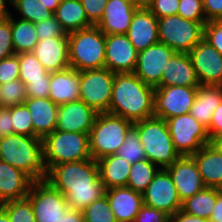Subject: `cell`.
Returning a JSON list of instances; mask_svg holds the SVG:
<instances>
[{
  "label": "cell",
  "mask_w": 222,
  "mask_h": 222,
  "mask_svg": "<svg viewBox=\"0 0 222 222\" xmlns=\"http://www.w3.org/2000/svg\"><path fill=\"white\" fill-rule=\"evenodd\" d=\"M45 180L60 191L68 207L75 210H83L106 191L99 178L97 161L92 158L55 165Z\"/></svg>",
  "instance_id": "obj_1"
},
{
  "label": "cell",
  "mask_w": 222,
  "mask_h": 222,
  "mask_svg": "<svg viewBox=\"0 0 222 222\" xmlns=\"http://www.w3.org/2000/svg\"><path fill=\"white\" fill-rule=\"evenodd\" d=\"M154 91L134 73H116L109 113L133 123L153 117Z\"/></svg>",
  "instance_id": "obj_2"
},
{
  "label": "cell",
  "mask_w": 222,
  "mask_h": 222,
  "mask_svg": "<svg viewBox=\"0 0 222 222\" xmlns=\"http://www.w3.org/2000/svg\"><path fill=\"white\" fill-rule=\"evenodd\" d=\"M0 160L23 171L33 181L47 178L43 141L39 137L10 134L0 138Z\"/></svg>",
  "instance_id": "obj_3"
},
{
  "label": "cell",
  "mask_w": 222,
  "mask_h": 222,
  "mask_svg": "<svg viewBox=\"0 0 222 222\" xmlns=\"http://www.w3.org/2000/svg\"><path fill=\"white\" fill-rule=\"evenodd\" d=\"M133 126L139 134L146 159L159 168L166 169L180 157L174 148L166 120L153 116L137 121Z\"/></svg>",
  "instance_id": "obj_4"
},
{
  "label": "cell",
  "mask_w": 222,
  "mask_h": 222,
  "mask_svg": "<svg viewBox=\"0 0 222 222\" xmlns=\"http://www.w3.org/2000/svg\"><path fill=\"white\" fill-rule=\"evenodd\" d=\"M106 35L97 27L68 33L69 65L84 71L105 66Z\"/></svg>",
  "instance_id": "obj_5"
},
{
  "label": "cell",
  "mask_w": 222,
  "mask_h": 222,
  "mask_svg": "<svg viewBox=\"0 0 222 222\" xmlns=\"http://www.w3.org/2000/svg\"><path fill=\"white\" fill-rule=\"evenodd\" d=\"M133 122L110 113H98L89 132V149L92 159L116 154L126 139Z\"/></svg>",
  "instance_id": "obj_6"
},
{
  "label": "cell",
  "mask_w": 222,
  "mask_h": 222,
  "mask_svg": "<svg viewBox=\"0 0 222 222\" xmlns=\"http://www.w3.org/2000/svg\"><path fill=\"white\" fill-rule=\"evenodd\" d=\"M47 170L68 162L91 159L89 134L54 130L43 140Z\"/></svg>",
  "instance_id": "obj_7"
},
{
  "label": "cell",
  "mask_w": 222,
  "mask_h": 222,
  "mask_svg": "<svg viewBox=\"0 0 222 222\" xmlns=\"http://www.w3.org/2000/svg\"><path fill=\"white\" fill-rule=\"evenodd\" d=\"M205 24L178 14L159 18V42L176 53H189L203 39Z\"/></svg>",
  "instance_id": "obj_8"
},
{
  "label": "cell",
  "mask_w": 222,
  "mask_h": 222,
  "mask_svg": "<svg viewBox=\"0 0 222 222\" xmlns=\"http://www.w3.org/2000/svg\"><path fill=\"white\" fill-rule=\"evenodd\" d=\"M115 74L105 67L80 71L79 99L96 113H109Z\"/></svg>",
  "instance_id": "obj_9"
},
{
  "label": "cell",
  "mask_w": 222,
  "mask_h": 222,
  "mask_svg": "<svg viewBox=\"0 0 222 222\" xmlns=\"http://www.w3.org/2000/svg\"><path fill=\"white\" fill-rule=\"evenodd\" d=\"M175 150L180 156L193 155L211 144L207 128L190 113L166 119Z\"/></svg>",
  "instance_id": "obj_10"
},
{
  "label": "cell",
  "mask_w": 222,
  "mask_h": 222,
  "mask_svg": "<svg viewBox=\"0 0 222 222\" xmlns=\"http://www.w3.org/2000/svg\"><path fill=\"white\" fill-rule=\"evenodd\" d=\"M32 205L36 222H59L68 208L66 197L48 181H33L26 197Z\"/></svg>",
  "instance_id": "obj_11"
},
{
  "label": "cell",
  "mask_w": 222,
  "mask_h": 222,
  "mask_svg": "<svg viewBox=\"0 0 222 222\" xmlns=\"http://www.w3.org/2000/svg\"><path fill=\"white\" fill-rule=\"evenodd\" d=\"M197 87H157L154 91V116L164 120L188 114L196 97Z\"/></svg>",
  "instance_id": "obj_12"
},
{
  "label": "cell",
  "mask_w": 222,
  "mask_h": 222,
  "mask_svg": "<svg viewBox=\"0 0 222 222\" xmlns=\"http://www.w3.org/2000/svg\"><path fill=\"white\" fill-rule=\"evenodd\" d=\"M143 205L171 216L182 209V202L167 169L160 168L153 181L142 192Z\"/></svg>",
  "instance_id": "obj_13"
},
{
  "label": "cell",
  "mask_w": 222,
  "mask_h": 222,
  "mask_svg": "<svg viewBox=\"0 0 222 222\" xmlns=\"http://www.w3.org/2000/svg\"><path fill=\"white\" fill-rule=\"evenodd\" d=\"M176 52L163 43H157L138 52L133 73L145 84L161 87V75L167 62Z\"/></svg>",
  "instance_id": "obj_14"
},
{
  "label": "cell",
  "mask_w": 222,
  "mask_h": 222,
  "mask_svg": "<svg viewBox=\"0 0 222 222\" xmlns=\"http://www.w3.org/2000/svg\"><path fill=\"white\" fill-rule=\"evenodd\" d=\"M188 55L200 85L222 84V55L212 45L202 39Z\"/></svg>",
  "instance_id": "obj_15"
},
{
  "label": "cell",
  "mask_w": 222,
  "mask_h": 222,
  "mask_svg": "<svg viewBox=\"0 0 222 222\" xmlns=\"http://www.w3.org/2000/svg\"><path fill=\"white\" fill-rule=\"evenodd\" d=\"M138 52L126 34H109L105 40V68L114 73H133Z\"/></svg>",
  "instance_id": "obj_16"
},
{
  "label": "cell",
  "mask_w": 222,
  "mask_h": 222,
  "mask_svg": "<svg viewBox=\"0 0 222 222\" xmlns=\"http://www.w3.org/2000/svg\"><path fill=\"white\" fill-rule=\"evenodd\" d=\"M166 169L172 177L181 202L206 188L197 164L191 155L180 156Z\"/></svg>",
  "instance_id": "obj_17"
},
{
  "label": "cell",
  "mask_w": 222,
  "mask_h": 222,
  "mask_svg": "<svg viewBox=\"0 0 222 222\" xmlns=\"http://www.w3.org/2000/svg\"><path fill=\"white\" fill-rule=\"evenodd\" d=\"M97 114L80 99L59 105L55 130L89 134Z\"/></svg>",
  "instance_id": "obj_18"
},
{
  "label": "cell",
  "mask_w": 222,
  "mask_h": 222,
  "mask_svg": "<svg viewBox=\"0 0 222 222\" xmlns=\"http://www.w3.org/2000/svg\"><path fill=\"white\" fill-rule=\"evenodd\" d=\"M32 52L50 73L70 67L68 33L63 36L39 40Z\"/></svg>",
  "instance_id": "obj_19"
},
{
  "label": "cell",
  "mask_w": 222,
  "mask_h": 222,
  "mask_svg": "<svg viewBox=\"0 0 222 222\" xmlns=\"http://www.w3.org/2000/svg\"><path fill=\"white\" fill-rule=\"evenodd\" d=\"M137 7L131 0H108L96 25L105 35L126 34Z\"/></svg>",
  "instance_id": "obj_20"
},
{
  "label": "cell",
  "mask_w": 222,
  "mask_h": 222,
  "mask_svg": "<svg viewBox=\"0 0 222 222\" xmlns=\"http://www.w3.org/2000/svg\"><path fill=\"white\" fill-rule=\"evenodd\" d=\"M126 35L137 52L159 43L158 18L149 9L137 8Z\"/></svg>",
  "instance_id": "obj_21"
},
{
  "label": "cell",
  "mask_w": 222,
  "mask_h": 222,
  "mask_svg": "<svg viewBox=\"0 0 222 222\" xmlns=\"http://www.w3.org/2000/svg\"><path fill=\"white\" fill-rule=\"evenodd\" d=\"M105 195L117 222H134L143 206L142 193L129 187L107 189Z\"/></svg>",
  "instance_id": "obj_22"
},
{
  "label": "cell",
  "mask_w": 222,
  "mask_h": 222,
  "mask_svg": "<svg viewBox=\"0 0 222 222\" xmlns=\"http://www.w3.org/2000/svg\"><path fill=\"white\" fill-rule=\"evenodd\" d=\"M33 124V137L44 139L57 126L58 105L50 98H27L25 101Z\"/></svg>",
  "instance_id": "obj_23"
},
{
  "label": "cell",
  "mask_w": 222,
  "mask_h": 222,
  "mask_svg": "<svg viewBox=\"0 0 222 222\" xmlns=\"http://www.w3.org/2000/svg\"><path fill=\"white\" fill-rule=\"evenodd\" d=\"M200 82L188 53H175L161 75V87H198Z\"/></svg>",
  "instance_id": "obj_24"
},
{
  "label": "cell",
  "mask_w": 222,
  "mask_h": 222,
  "mask_svg": "<svg viewBox=\"0 0 222 222\" xmlns=\"http://www.w3.org/2000/svg\"><path fill=\"white\" fill-rule=\"evenodd\" d=\"M32 183L26 173L0 160V204L26 198Z\"/></svg>",
  "instance_id": "obj_25"
},
{
  "label": "cell",
  "mask_w": 222,
  "mask_h": 222,
  "mask_svg": "<svg viewBox=\"0 0 222 222\" xmlns=\"http://www.w3.org/2000/svg\"><path fill=\"white\" fill-rule=\"evenodd\" d=\"M80 71L68 67L51 72L49 98L58 106L79 100Z\"/></svg>",
  "instance_id": "obj_26"
},
{
  "label": "cell",
  "mask_w": 222,
  "mask_h": 222,
  "mask_svg": "<svg viewBox=\"0 0 222 222\" xmlns=\"http://www.w3.org/2000/svg\"><path fill=\"white\" fill-rule=\"evenodd\" d=\"M191 156L205 186L222 189V153L211 143Z\"/></svg>",
  "instance_id": "obj_27"
},
{
  "label": "cell",
  "mask_w": 222,
  "mask_h": 222,
  "mask_svg": "<svg viewBox=\"0 0 222 222\" xmlns=\"http://www.w3.org/2000/svg\"><path fill=\"white\" fill-rule=\"evenodd\" d=\"M99 178L105 190L125 187L129 177L131 165L124 158L117 154L104 156L97 160Z\"/></svg>",
  "instance_id": "obj_28"
},
{
  "label": "cell",
  "mask_w": 222,
  "mask_h": 222,
  "mask_svg": "<svg viewBox=\"0 0 222 222\" xmlns=\"http://www.w3.org/2000/svg\"><path fill=\"white\" fill-rule=\"evenodd\" d=\"M221 101L222 89L220 86L199 85L189 113L199 123L208 128L212 120L213 112Z\"/></svg>",
  "instance_id": "obj_29"
},
{
  "label": "cell",
  "mask_w": 222,
  "mask_h": 222,
  "mask_svg": "<svg viewBox=\"0 0 222 222\" xmlns=\"http://www.w3.org/2000/svg\"><path fill=\"white\" fill-rule=\"evenodd\" d=\"M53 14L65 33L93 26L88 21L80 0H61Z\"/></svg>",
  "instance_id": "obj_30"
},
{
  "label": "cell",
  "mask_w": 222,
  "mask_h": 222,
  "mask_svg": "<svg viewBox=\"0 0 222 222\" xmlns=\"http://www.w3.org/2000/svg\"><path fill=\"white\" fill-rule=\"evenodd\" d=\"M12 42L15 54L32 52L39 38L35 30V24L15 18L11 14Z\"/></svg>",
  "instance_id": "obj_31"
},
{
  "label": "cell",
  "mask_w": 222,
  "mask_h": 222,
  "mask_svg": "<svg viewBox=\"0 0 222 222\" xmlns=\"http://www.w3.org/2000/svg\"><path fill=\"white\" fill-rule=\"evenodd\" d=\"M222 189L206 187L192 197L182 202V211L189 215L209 220L213 207L216 204L218 193Z\"/></svg>",
  "instance_id": "obj_32"
},
{
  "label": "cell",
  "mask_w": 222,
  "mask_h": 222,
  "mask_svg": "<svg viewBox=\"0 0 222 222\" xmlns=\"http://www.w3.org/2000/svg\"><path fill=\"white\" fill-rule=\"evenodd\" d=\"M11 9L17 12V15L16 13L14 15L12 11L13 16H18L17 18L30 21L34 24L53 15V12L45 7V4L40 0H12Z\"/></svg>",
  "instance_id": "obj_33"
},
{
  "label": "cell",
  "mask_w": 222,
  "mask_h": 222,
  "mask_svg": "<svg viewBox=\"0 0 222 222\" xmlns=\"http://www.w3.org/2000/svg\"><path fill=\"white\" fill-rule=\"evenodd\" d=\"M18 60L20 66L19 80L26 86L32 81L51 79V73L44 68L33 52L18 54Z\"/></svg>",
  "instance_id": "obj_34"
},
{
  "label": "cell",
  "mask_w": 222,
  "mask_h": 222,
  "mask_svg": "<svg viewBox=\"0 0 222 222\" xmlns=\"http://www.w3.org/2000/svg\"><path fill=\"white\" fill-rule=\"evenodd\" d=\"M159 167L148 159L133 163L131 165L126 187L142 193L147 186L153 181Z\"/></svg>",
  "instance_id": "obj_35"
},
{
  "label": "cell",
  "mask_w": 222,
  "mask_h": 222,
  "mask_svg": "<svg viewBox=\"0 0 222 222\" xmlns=\"http://www.w3.org/2000/svg\"><path fill=\"white\" fill-rule=\"evenodd\" d=\"M130 164L146 159L144 148L139 139L137 129L132 126L126 134V139L116 153Z\"/></svg>",
  "instance_id": "obj_36"
},
{
  "label": "cell",
  "mask_w": 222,
  "mask_h": 222,
  "mask_svg": "<svg viewBox=\"0 0 222 222\" xmlns=\"http://www.w3.org/2000/svg\"><path fill=\"white\" fill-rule=\"evenodd\" d=\"M27 98L26 85L19 79L0 85V107L24 104Z\"/></svg>",
  "instance_id": "obj_37"
},
{
  "label": "cell",
  "mask_w": 222,
  "mask_h": 222,
  "mask_svg": "<svg viewBox=\"0 0 222 222\" xmlns=\"http://www.w3.org/2000/svg\"><path fill=\"white\" fill-rule=\"evenodd\" d=\"M82 213L85 222H117L106 195L93 201Z\"/></svg>",
  "instance_id": "obj_38"
},
{
  "label": "cell",
  "mask_w": 222,
  "mask_h": 222,
  "mask_svg": "<svg viewBox=\"0 0 222 222\" xmlns=\"http://www.w3.org/2000/svg\"><path fill=\"white\" fill-rule=\"evenodd\" d=\"M0 206L6 211L10 222H36L31 202L27 198L6 201Z\"/></svg>",
  "instance_id": "obj_39"
},
{
  "label": "cell",
  "mask_w": 222,
  "mask_h": 222,
  "mask_svg": "<svg viewBox=\"0 0 222 222\" xmlns=\"http://www.w3.org/2000/svg\"><path fill=\"white\" fill-rule=\"evenodd\" d=\"M14 134L33 136V124L26 104L10 107Z\"/></svg>",
  "instance_id": "obj_40"
},
{
  "label": "cell",
  "mask_w": 222,
  "mask_h": 222,
  "mask_svg": "<svg viewBox=\"0 0 222 222\" xmlns=\"http://www.w3.org/2000/svg\"><path fill=\"white\" fill-rule=\"evenodd\" d=\"M177 14L184 19L206 23L203 0H179Z\"/></svg>",
  "instance_id": "obj_41"
},
{
  "label": "cell",
  "mask_w": 222,
  "mask_h": 222,
  "mask_svg": "<svg viewBox=\"0 0 222 222\" xmlns=\"http://www.w3.org/2000/svg\"><path fill=\"white\" fill-rule=\"evenodd\" d=\"M35 30L39 40L63 36L65 34L54 14L51 17L36 23Z\"/></svg>",
  "instance_id": "obj_42"
},
{
  "label": "cell",
  "mask_w": 222,
  "mask_h": 222,
  "mask_svg": "<svg viewBox=\"0 0 222 222\" xmlns=\"http://www.w3.org/2000/svg\"><path fill=\"white\" fill-rule=\"evenodd\" d=\"M19 74L18 54L0 60V85L19 79Z\"/></svg>",
  "instance_id": "obj_43"
},
{
  "label": "cell",
  "mask_w": 222,
  "mask_h": 222,
  "mask_svg": "<svg viewBox=\"0 0 222 222\" xmlns=\"http://www.w3.org/2000/svg\"><path fill=\"white\" fill-rule=\"evenodd\" d=\"M14 54L10 16L0 21V60Z\"/></svg>",
  "instance_id": "obj_44"
},
{
  "label": "cell",
  "mask_w": 222,
  "mask_h": 222,
  "mask_svg": "<svg viewBox=\"0 0 222 222\" xmlns=\"http://www.w3.org/2000/svg\"><path fill=\"white\" fill-rule=\"evenodd\" d=\"M203 39L222 55V23L220 21L206 22Z\"/></svg>",
  "instance_id": "obj_45"
},
{
  "label": "cell",
  "mask_w": 222,
  "mask_h": 222,
  "mask_svg": "<svg viewBox=\"0 0 222 222\" xmlns=\"http://www.w3.org/2000/svg\"><path fill=\"white\" fill-rule=\"evenodd\" d=\"M108 0H80L88 21L96 26L103 16Z\"/></svg>",
  "instance_id": "obj_46"
},
{
  "label": "cell",
  "mask_w": 222,
  "mask_h": 222,
  "mask_svg": "<svg viewBox=\"0 0 222 222\" xmlns=\"http://www.w3.org/2000/svg\"><path fill=\"white\" fill-rule=\"evenodd\" d=\"M179 9V0H154L149 7L151 13L158 19L166 16L176 15Z\"/></svg>",
  "instance_id": "obj_47"
},
{
  "label": "cell",
  "mask_w": 222,
  "mask_h": 222,
  "mask_svg": "<svg viewBox=\"0 0 222 222\" xmlns=\"http://www.w3.org/2000/svg\"><path fill=\"white\" fill-rule=\"evenodd\" d=\"M134 222H169V215L156 208L143 205Z\"/></svg>",
  "instance_id": "obj_48"
},
{
  "label": "cell",
  "mask_w": 222,
  "mask_h": 222,
  "mask_svg": "<svg viewBox=\"0 0 222 222\" xmlns=\"http://www.w3.org/2000/svg\"><path fill=\"white\" fill-rule=\"evenodd\" d=\"M50 80L32 81L26 86L29 98H49Z\"/></svg>",
  "instance_id": "obj_49"
},
{
  "label": "cell",
  "mask_w": 222,
  "mask_h": 222,
  "mask_svg": "<svg viewBox=\"0 0 222 222\" xmlns=\"http://www.w3.org/2000/svg\"><path fill=\"white\" fill-rule=\"evenodd\" d=\"M206 21H219L222 18V0H203Z\"/></svg>",
  "instance_id": "obj_50"
},
{
  "label": "cell",
  "mask_w": 222,
  "mask_h": 222,
  "mask_svg": "<svg viewBox=\"0 0 222 222\" xmlns=\"http://www.w3.org/2000/svg\"><path fill=\"white\" fill-rule=\"evenodd\" d=\"M207 132L211 142L215 138L222 136V101L213 112L212 120L209 127L207 128Z\"/></svg>",
  "instance_id": "obj_51"
},
{
  "label": "cell",
  "mask_w": 222,
  "mask_h": 222,
  "mask_svg": "<svg viewBox=\"0 0 222 222\" xmlns=\"http://www.w3.org/2000/svg\"><path fill=\"white\" fill-rule=\"evenodd\" d=\"M14 134L10 107H0V138Z\"/></svg>",
  "instance_id": "obj_52"
},
{
  "label": "cell",
  "mask_w": 222,
  "mask_h": 222,
  "mask_svg": "<svg viewBox=\"0 0 222 222\" xmlns=\"http://www.w3.org/2000/svg\"><path fill=\"white\" fill-rule=\"evenodd\" d=\"M169 222H209L208 219L189 215L182 210L177 211L175 214L169 216Z\"/></svg>",
  "instance_id": "obj_53"
},
{
  "label": "cell",
  "mask_w": 222,
  "mask_h": 222,
  "mask_svg": "<svg viewBox=\"0 0 222 222\" xmlns=\"http://www.w3.org/2000/svg\"><path fill=\"white\" fill-rule=\"evenodd\" d=\"M59 222H85L82 210L67 208Z\"/></svg>",
  "instance_id": "obj_54"
},
{
  "label": "cell",
  "mask_w": 222,
  "mask_h": 222,
  "mask_svg": "<svg viewBox=\"0 0 222 222\" xmlns=\"http://www.w3.org/2000/svg\"><path fill=\"white\" fill-rule=\"evenodd\" d=\"M209 222H222V190L218 193Z\"/></svg>",
  "instance_id": "obj_55"
},
{
  "label": "cell",
  "mask_w": 222,
  "mask_h": 222,
  "mask_svg": "<svg viewBox=\"0 0 222 222\" xmlns=\"http://www.w3.org/2000/svg\"><path fill=\"white\" fill-rule=\"evenodd\" d=\"M11 1L12 0H0V21L7 19L11 16L10 10H12L11 7ZM9 5V6H8Z\"/></svg>",
  "instance_id": "obj_56"
},
{
  "label": "cell",
  "mask_w": 222,
  "mask_h": 222,
  "mask_svg": "<svg viewBox=\"0 0 222 222\" xmlns=\"http://www.w3.org/2000/svg\"><path fill=\"white\" fill-rule=\"evenodd\" d=\"M137 8L149 9L154 0H131Z\"/></svg>",
  "instance_id": "obj_57"
},
{
  "label": "cell",
  "mask_w": 222,
  "mask_h": 222,
  "mask_svg": "<svg viewBox=\"0 0 222 222\" xmlns=\"http://www.w3.org/2000/svg\"><path fill=\"white\" fill-rule=\"evenodd\" d=\"M45 4V7L49 8L53 13L56 11L61 0H40Z\"/></svg>",
  "instance_id": "obj_58"
},
{
  "label": "cell",
  "mask_w": 222,
  "mask_h": 222,
  "mask_svg": "<svg viewBox=\"0 0 222 222\" xmlns=\"http://www.w3.org/2000/svg\"><path fill=\"white\" fill-rule=\"evenodd\" d=\"M211 143L222 153V136L215 138Z\"/></svg>",
  "instance_id": "obj_59"
},
{
  "label": "cell",
  "mask_w": 222,
  "mask_h": 222,
  "mask_svg": "<svg viewBox=\"0 0 222 222\" xmlns=\"http://www.w3.org/2000/svg\"><path fill=\"white\" fill-rule=\"evenodd\" d=\"M0 222H10L6 211L0 206Z\"/></svg>",
  "instance_id": "obj_60"
}]
</instances>
